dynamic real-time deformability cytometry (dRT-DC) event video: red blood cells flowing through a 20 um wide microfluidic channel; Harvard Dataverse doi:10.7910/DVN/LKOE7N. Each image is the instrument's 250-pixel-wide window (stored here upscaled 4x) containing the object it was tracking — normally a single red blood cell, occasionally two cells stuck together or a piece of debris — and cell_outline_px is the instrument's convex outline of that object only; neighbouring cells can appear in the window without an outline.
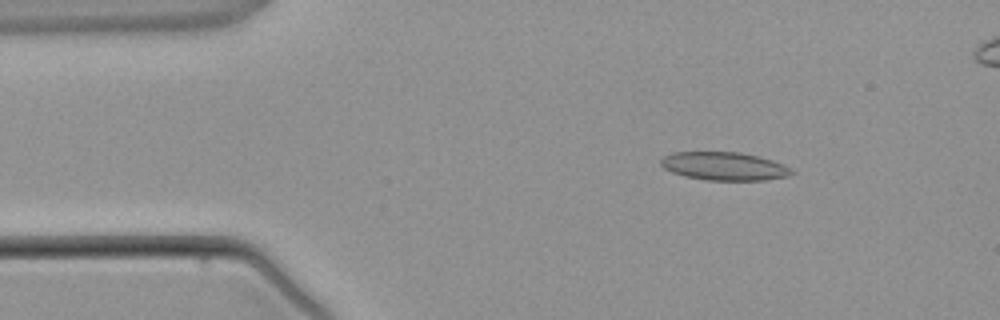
{"species": "common noctule bat (a hibernating species)", "species_latin": "Nyctalus noctula", "temperature_condition": "warm", "stored_images_in_passage": 4, "camera_frame_rate_fps": 3000, "um_per_image_px": 0.085, "animal": {"sex": "male", "body_mass_g": 21.5, "forearm_length_mm": 52.0}, "frame": {"image": 1, "passage_image": 2, "time_ms": 1.333, "image_size_px": [1000, 320], "cell_outline_px": [[796, 172], [788, 176], [764, 180], [708, 180], [684, 176], [672, 172], [664, 168], [660, 164], [660, 160], [664, 156], [672, 152], [740, 152], [760, 156], [784, 164], [792, 168]], "centroid_in_image_um": [61.58, 14.12], "position_along_channel_um": 23.4, "area_um2": 21.68}}